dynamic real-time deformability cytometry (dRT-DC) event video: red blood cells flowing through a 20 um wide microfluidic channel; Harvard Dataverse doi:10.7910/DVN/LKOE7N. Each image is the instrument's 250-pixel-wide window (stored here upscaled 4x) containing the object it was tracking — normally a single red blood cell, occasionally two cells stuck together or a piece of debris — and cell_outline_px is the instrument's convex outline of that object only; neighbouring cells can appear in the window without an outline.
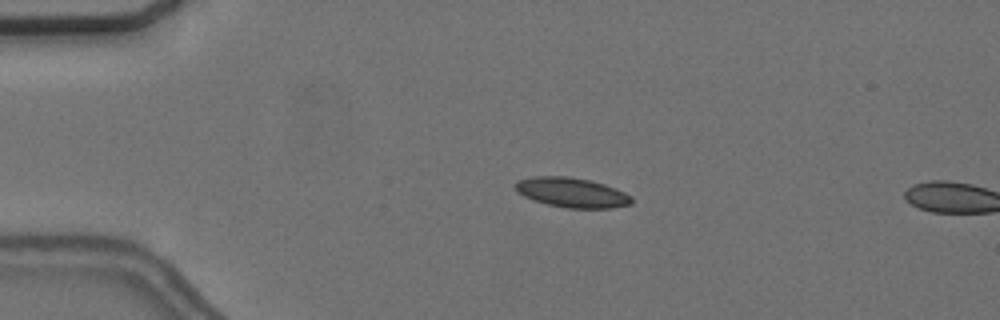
{"species": "common noctule bat (a hibernating species)", "species_latin": "Nyctalus noctula", "temperature_condition": "cold", "stored_images_in_passage": 3, "camera_frame_rate_fps": 3000, "um_per_image_px": 0.085, "animal": {"sex": "female", "body_mass_g": 24.6, "forearm_length_mm": 56.2}, "frame": {"image": 1, "passage_image": 1, "time_ms": 0.0, "image_size_px": [1000, 320], "cell_outline_px": [[632, 204], [612, 208], [568, 208], [548, 204], [532, 200], [516, 192], [516, 184], [520, 180], [532, 176], [568, 176], [592, 180], [616, 188], [632, 196]], "centroid_in_image_um": [48.63, 16.36], "position_along_channel_um": 36.4, "area_um2": 20.23}}